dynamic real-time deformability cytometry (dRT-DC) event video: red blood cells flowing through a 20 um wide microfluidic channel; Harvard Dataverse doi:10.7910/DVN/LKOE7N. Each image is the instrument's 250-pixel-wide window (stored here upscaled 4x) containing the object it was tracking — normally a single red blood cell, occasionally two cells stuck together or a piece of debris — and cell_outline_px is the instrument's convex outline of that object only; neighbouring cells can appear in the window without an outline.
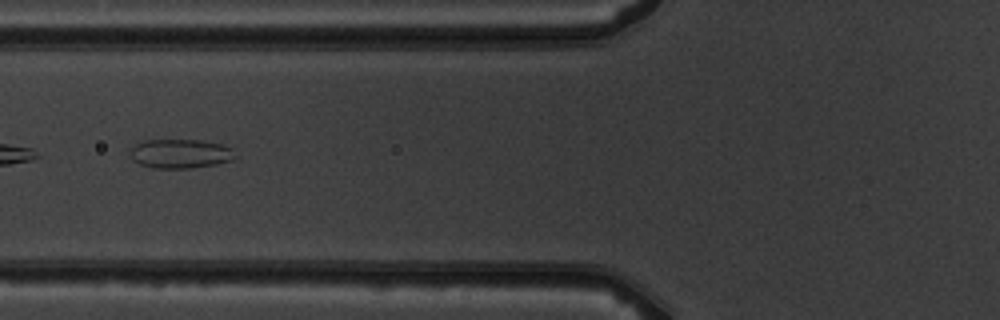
{"species": "common noctule bat (a hibernating species)", "species_latin": "Nyctalus noctula", "temperature_condition": "warm", "stored_images_in_passage": 4, "camera_frame_rate_fps": 3000, "um_per_image_px": 0.085, "animal": {"sex": "male", "body_mass_g": 19.5, "forearm_length_mm": 54.6}, "frame": {"image": 1, "passage_image": 4, "time_ms": 3.667, "image_size_px": [1000, 320], "cell_outline_px": [[240, 156], [232, 160], [216, 164], [192, 168], [152, 168], [140, 164], [132, 160], [132, 148], [136, 144], [144, 140], [204, 140], [224, 144], [232, 148]], "centroid_in_image_um": [15.42, 13.06], "position_along_channel_um": 110.4, "area_um2": 18.09}}